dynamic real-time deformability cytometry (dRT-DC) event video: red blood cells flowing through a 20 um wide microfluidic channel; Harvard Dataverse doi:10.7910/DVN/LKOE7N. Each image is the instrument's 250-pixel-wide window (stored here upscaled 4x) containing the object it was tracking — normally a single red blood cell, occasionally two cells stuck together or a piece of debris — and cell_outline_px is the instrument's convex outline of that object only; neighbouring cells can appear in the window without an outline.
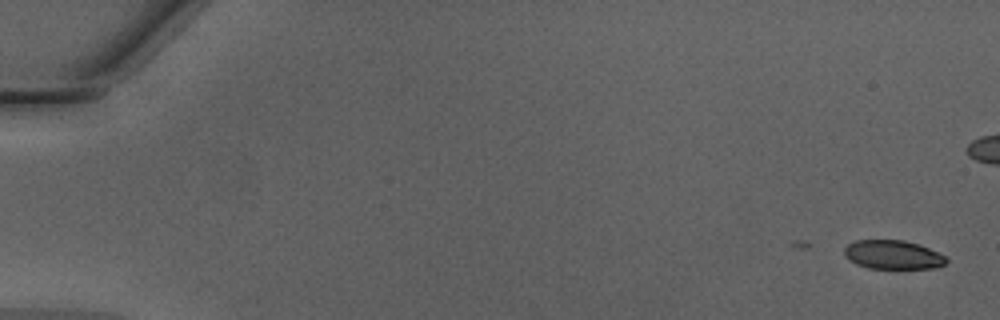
{"species": "Egyptian fruit bat (a non-hibernating species)", "species_latin": "Rousettus aegyptiacus", "temperature_condition": "warm", "stored_images_in_passage": 19, "camera_frame_rate_fps": 3000, "um_per_image_px": 0.085, "animal": {"sex": "male"}, "frame": {"image": 1, "passage_image": 1, "time_ms": 0.0, "image_size_px": [1000, 320], "cell_outline_px": [[948, 260], [944, 264], [936, 268], [868, 268], [856, 264], [848, 260], [844, 256], [844, 248], [848, 244], [856, 240], [904, 240], [920, 244], [944, 256]], "centroid_in_image_um": [75.86, 21.65], "position_along_channel_um": 9.1, "area_um2": 17.17}}